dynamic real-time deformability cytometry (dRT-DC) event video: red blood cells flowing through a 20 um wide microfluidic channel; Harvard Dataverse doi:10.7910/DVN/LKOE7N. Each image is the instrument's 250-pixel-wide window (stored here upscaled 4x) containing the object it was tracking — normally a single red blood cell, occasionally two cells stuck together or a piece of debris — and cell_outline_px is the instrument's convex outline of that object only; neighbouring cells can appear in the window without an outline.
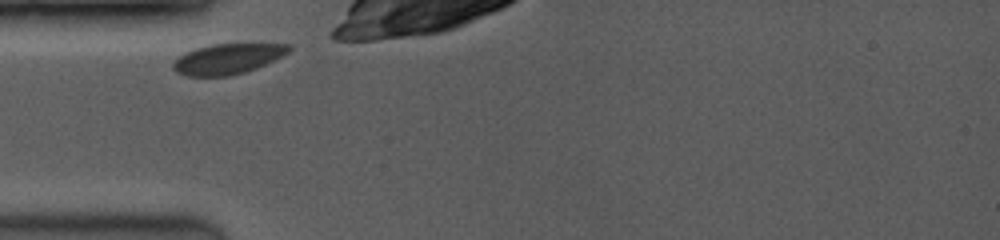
{"species": "common noctule bat (a hibernating species)", "species_latin": "Nyctalus noctula", "temperature_condition": "room temperature", "stored_images_in_passage": 23, "camera_frame_rate_fps": 3500, "um_per_image_px": 0.085, "animal": {"sex": "female", "body_mass_g": 19.0, "forearm_length_mm": 53.3}, "frame": {"image": 1, "passage_image": 1, "time_ms": 0.0, "image_size_px": [1000, 240], "cell_outline_px": [[292, 48], [288, 52], [256, 68], [244, 72], [228, 76], [188, 76], [176, 72], [172, 68], [172, 64], [180, 56], [196, 48], [212, 44], [292, 44]], "centroid_in_image_um": [19.33, 5.0], "position_along_channel_um": 65.7, "area_um2": 20.11}}
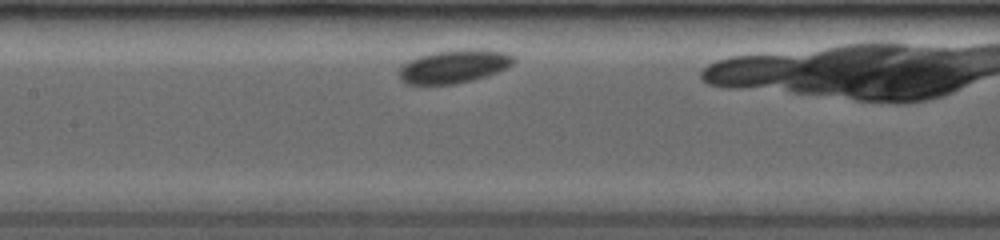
{"frame": {"image": 2, "passage_image": 7, "time_ms": 2.857, "image_size_px": [1000, 240], "cell_outline_px": [[516, 60], [508, 68], [488, 76], [456, 84], [404, 84], [400, 80], [400, 64], [408, 60], [432, 52], [464, 48], [484, 48], [508, 52], [516, 56]], "centroid_in_image_um": [38.65, 5.62], "position_along_channel_um": 168.8, "area_um2": 22.95}}
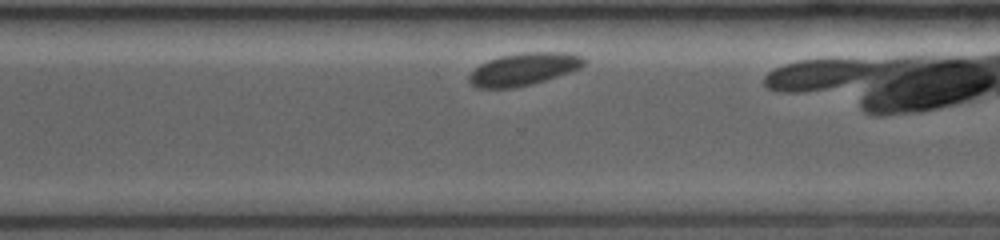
{"frame": {"image": 3, "passage_image": 20, "time_ms": 7.143, "image_size_px": [1000, 240], "cell_outline_px": [[588, 60], [580, 68], [544, 80], [512, 88], [476, 88], [468, 80], [468, 76], [480, 64], [488, 60], [500, 56], [524, 52], [568, 52], [584, 56]], "centroid_in_image_um": [44.53, 5.86], "position_along_channel_um": 326.1, "area_um2": 21.62}}